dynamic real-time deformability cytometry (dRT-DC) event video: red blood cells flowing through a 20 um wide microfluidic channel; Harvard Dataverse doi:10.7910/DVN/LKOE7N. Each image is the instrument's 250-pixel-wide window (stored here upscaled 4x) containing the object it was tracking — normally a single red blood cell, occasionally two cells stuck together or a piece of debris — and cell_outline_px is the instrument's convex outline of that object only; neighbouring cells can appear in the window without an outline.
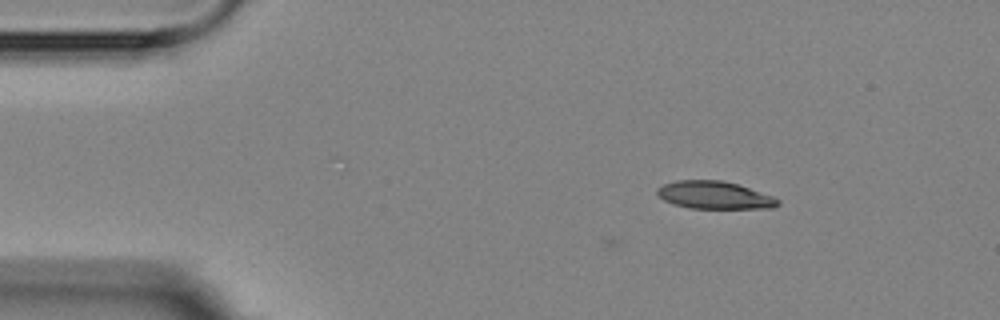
{"species": "Egyptian fruit bat (a non-hibernating species)", "species_latin": "Rousettus aegyptiacus", "temperature_condition": "room temperature", "stored_images_in_passage": 3, "camera_frame_rate_fps": 3000, "um_per_image_px": 0.085, "animal": {"sex": "female"}, "frame": {"image": 1, "passage_image": 3, "time_ms": 2.333, "image_size_px": [1000, 320], "cell_outline_px": [[780, 204], [772, 208], [692, 208], [676, 204], [664, 200], [656, 192], [656, 188], [664, 184], [676, 180], [720, 180], [736, 184], [772, 196], [780, 200]], "centroid_in_image_um": [60.72, 16.58], "position_along_channel_um": 24.3, "area_um2": 19.13}}